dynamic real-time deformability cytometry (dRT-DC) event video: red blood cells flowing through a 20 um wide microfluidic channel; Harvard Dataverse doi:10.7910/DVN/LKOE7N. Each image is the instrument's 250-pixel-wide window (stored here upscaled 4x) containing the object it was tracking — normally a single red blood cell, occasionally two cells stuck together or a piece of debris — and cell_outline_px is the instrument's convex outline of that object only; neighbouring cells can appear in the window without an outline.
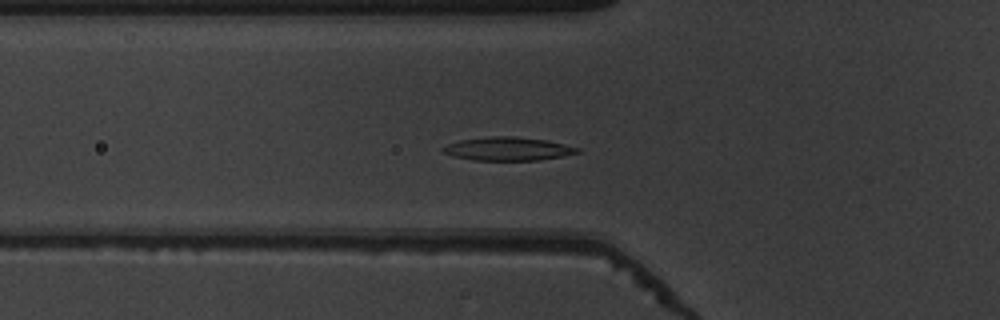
{"species": "common noctule bat (a hibernating species)", "species_latin": "Nyctalus noctula", "temperature_condition": "warm", "stored_images_in_passage": 40, "camera_frame_rate_fps": 3000, "um_per_image_px": 0.085, "animal": {"sex": "male", "body_mass_g": 19.5, "forearm_length_mm": 54.6}, "frame": {"image": 1, "passage_image": 6, "time_ms": 1.667, "image_size_px": [1000, 320], "cell_outline_px": [[580, 152], [540, 160], [472, 160], [452, 156], [444, 152], [440, 148], [448, 144], [460, 140], [492, 136], [516, 136], [548, 140], [580, 148]], "centroid_in_image_um": [43.16, 12.64], "position_along_channel_um": 82.6, "area_um2": 18.32}}
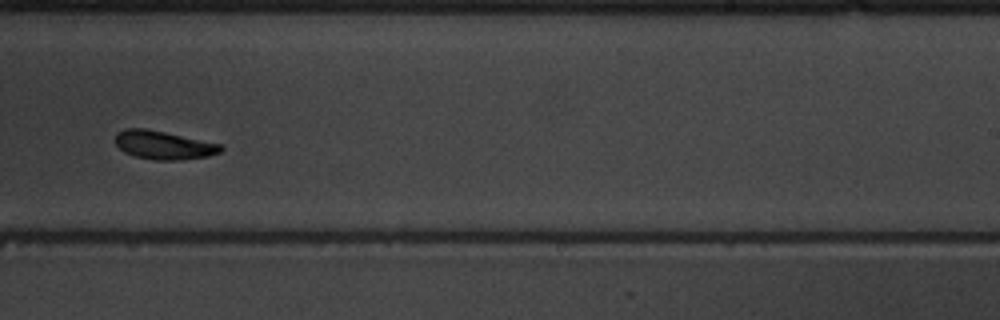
{"frame": {"image": 2, "passage_image": 21, "time_ms": 6.667, "image_size_px": [1000, 320], "cell_outline_px": [[224, 148], [220, 152], [208, 156], [180, 160], [152, 160], [136, 156], [124, 152], [116, 144], [116, 132], [124, 128], [144, 128], [224, 144]], "centroid_in_image_um": [13.93, 12.33], "position_along_channel_um": 275.1, "area_um2": 17.57}}
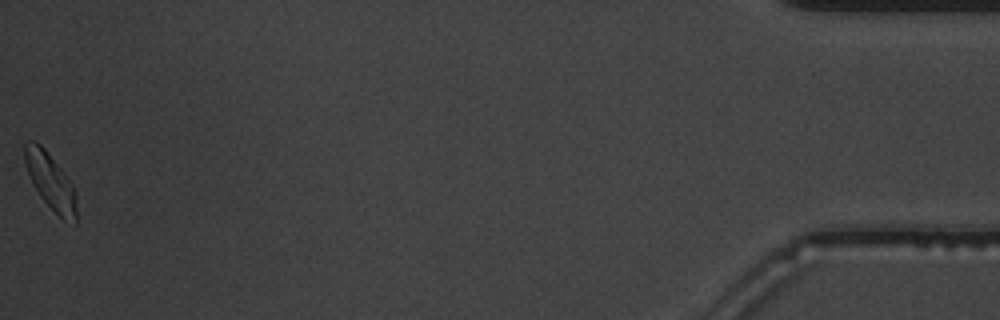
{"frame": {"image": 3, "passage_image": 40, "time_ms": 13.0, "image_size_px": [1000, 320], "cell_outline_px": [[76, 224], [64, 220], [40, 196], [32, 184], [24, 164], [24, 144], [28, 140], [36, 140], [44, 148], [64, 172], [72, 184], [76, 192]], "centroid_in_image_um": [4.27, 15.38], "position_along_channel_um": 430.9, "area_um2": 16.99}, "authors_computed_cell_mechanics": {"area_um2": 17.6001, "velocity_mm_per_s": 3.8569, "shape_relaxation_time_tau1_ms": 3.125, "shape_relaxation_time_tau2_ms": 1.8842, "deformation_change_tau1": 0.1181, "deformation_change_tau2": 0.0678}}